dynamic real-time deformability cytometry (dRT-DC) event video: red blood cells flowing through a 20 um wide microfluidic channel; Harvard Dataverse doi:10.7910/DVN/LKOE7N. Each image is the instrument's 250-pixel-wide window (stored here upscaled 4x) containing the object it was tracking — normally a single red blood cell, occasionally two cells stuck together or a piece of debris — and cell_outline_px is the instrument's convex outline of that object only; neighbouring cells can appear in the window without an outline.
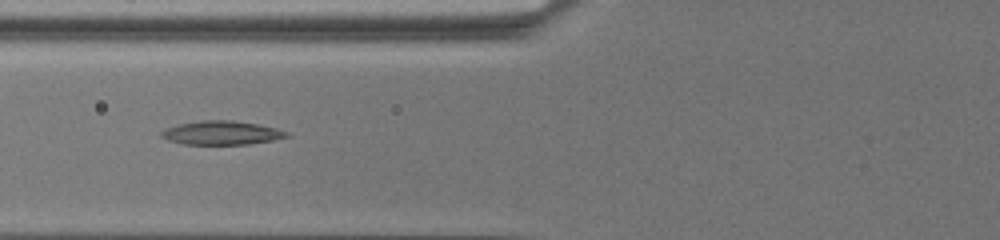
{"species": "common noctule bat (a hibernating species)", "species_latin": "Nyctalus noctula", "temperature_condition": "warm", "stored_images_in_passage": 21, "camera_frame_rate_fps": 3000, "um_per_image_px": 0.085, "animal": {"sex": "female", "body_mass_g": 19.5, "forearm_length_mm": 54.1}, "frame": {"image": 1, "passage_image": 5, "time_ms": 3.0, "image_size_px": [1000, 240], "cell_outline_px": [[292, 136], [272, 140], [248, 144], [184, 144], [168, 140], [160, 136], [160, 132], [176, 124], [200, 120], [232, 120], [256, 124], [276, 128], [288, 132]], "centroid_in_image_um": [18.83, 11.28], "position_along_channel_um": 107.0, "area_um2": 17.34}}
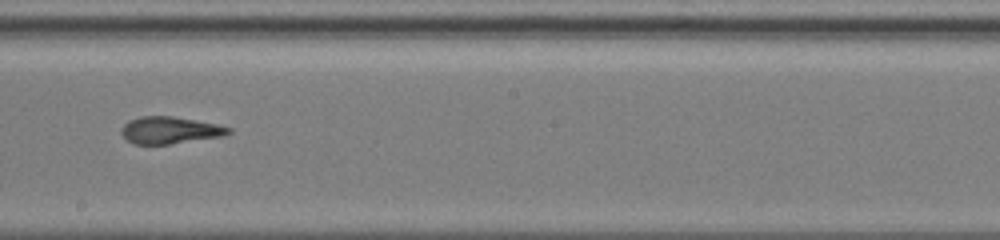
{"frame": {"image": 2, "passage_image": 10, "time_ms": 7.333, "image_size_px": [1000, 240], "cell_outline_px": [[232, 132], [220, 136], [168, 144], [132, 144], [120, 132], [124, 124], [128, 120], [140, 116], [172, 116], [216, 124], [232, 128]], "centroid_in_image_um": [14.4, 11.06], "position_along_channel_um": 233.8, "area_um2": 16.65}}
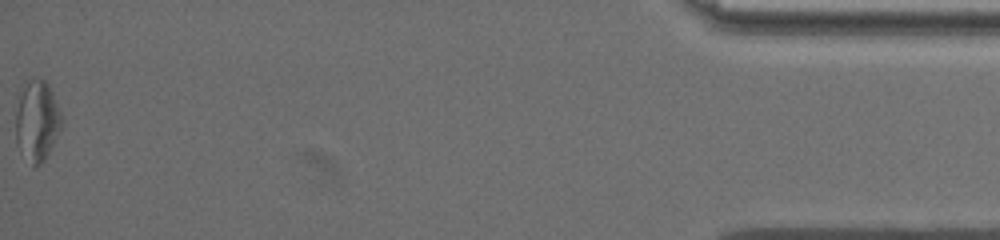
{"frame": {"image": 3, "passage_image": 21, "time_ms": 17.0, "image_size_px": [1000, 240], "cell_outline_px": [[64, 124], [44, 160], [40, 164], [32, 164], [20, 152], [16, 140], [16, 112], [20, 96], [24, 88], [36, 76], [44, 80], [48, 84], [52, 92], [60, 112]], "centroid_in_image_um": [3.17, 10.29], "position_along_channel_um": 432.0, "area_um2": 21.1}}